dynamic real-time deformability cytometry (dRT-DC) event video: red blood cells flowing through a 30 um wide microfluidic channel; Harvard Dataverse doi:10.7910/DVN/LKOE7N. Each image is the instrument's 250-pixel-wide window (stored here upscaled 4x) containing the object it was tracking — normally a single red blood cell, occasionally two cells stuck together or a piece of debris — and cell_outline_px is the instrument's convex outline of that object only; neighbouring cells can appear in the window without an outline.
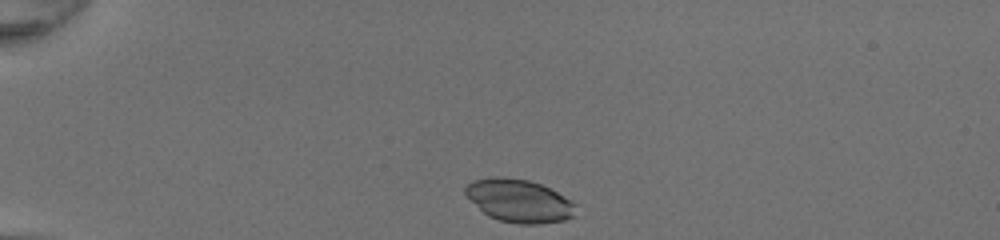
{"species": "common noctule bat (a hibernating species)", "species_latin": "Nyctalus noctula", "temperature_condition": "room temperature", "stored_images_in_passage": 33, "camera_frame_rate_fps": 3000, "um_per_image_px": 0.085, "animal": {"sex": "female", "body_mass_g": 20.0, "forearm_length_mm": 54.0}, "frame": {"image": 1, "passage_image": 1, "time_ms": 0.0, "image_size_px": [1000, 240], "cell_outline_px": [[576, 216], [564, 220], [540, 224], [516, 224], [500, 220], [488, 216], [464, 192], [464, 188], [472, 180], [492, 176], [500, 176], [528, 180], [540, 184], [572, 200], [576, 204]], "centroid_in_image_um": [44.15, 17.07], "position_along_channel_um": 40.8, "area_um2": 27.63}}
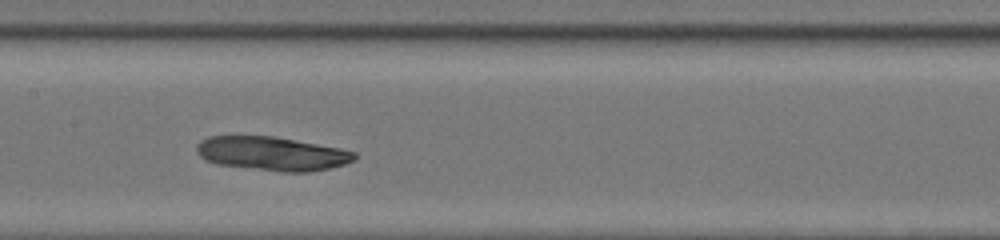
{"frame": {"image": 2, "passage_image": 15, "time_ms": 4.667, "image_size_px": [1000, 240], "cell_outline_px": [[360, 156], [356, 160], [344, 164], [328, 168], [308, 172], [284, 172], [216, 164], [204, 160], [196, 152], [196, 144], [200, 140], [208, 136], [276, 136], [340, 148], [356, 152]], "centroid_in_image_um": [23.13, 13.05], "position_along_channel_um": 184.3, "area_um2": 31.44}}
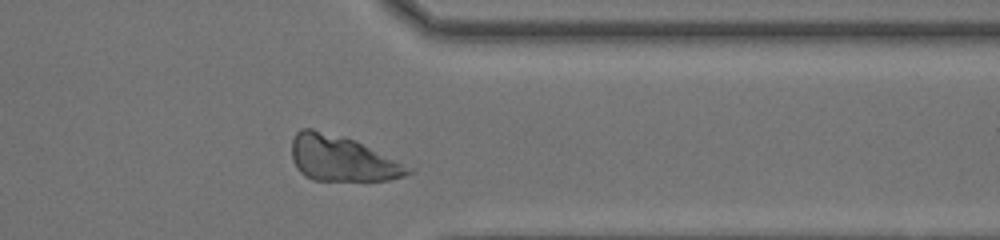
{"frame": {"image": 3, "passage_image": 29, "time_ms": 9.333, "image_size_px": [1000, 240], "cell_outline_px": [[416, 168], [412, 172], [404, 176], [388, 180], [368, 184], [312, 180], [304, 176], [296, 168], [292, 160], [292, 140], [296, 132], [300, 128], [312, 128], [344, 136], [356, 140]], "centroid_in_image_um": [29.13, 13.53], "position_along_channel_um": 382.3, "area_um2": 32.43}}